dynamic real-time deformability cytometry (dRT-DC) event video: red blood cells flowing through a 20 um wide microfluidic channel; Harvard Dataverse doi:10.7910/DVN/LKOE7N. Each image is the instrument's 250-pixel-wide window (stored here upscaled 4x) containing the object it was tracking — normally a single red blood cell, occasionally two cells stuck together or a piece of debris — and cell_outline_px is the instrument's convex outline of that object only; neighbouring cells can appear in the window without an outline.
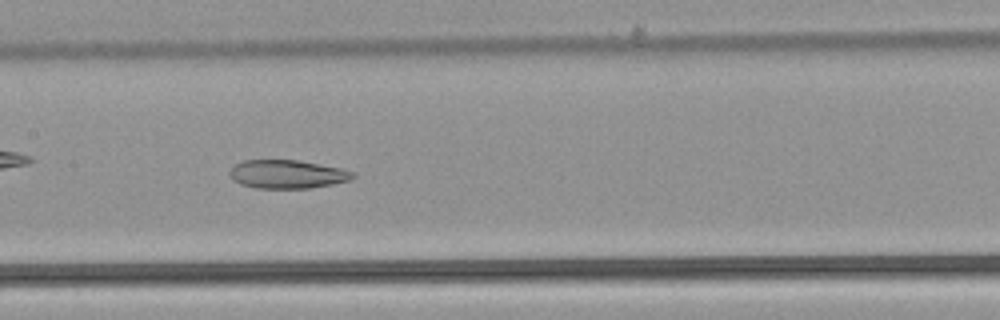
{"species": "common noctule bat (a hibernating species)", "species_latin": "Nyctalus noctula", "temperature_condition": "warm", "stored_images_in_passage": 52, "camera_frame_rate_fps": 3000, "um_per_image_px": 0.085, "animal": {"sex": "male", "body_mass_g": 21.5, "forearm_length_mm": 52.0}, "frame": {"image": 1, "passage_image": 26, "time_ms": 8.333, "image_size_px": [1000, 320], "cell_outline_px": [[356, 176], [348, 180], [332, 184], [312, 188], [256, 188], [240, 184], [232, 180], [228, 176], [228, 172], [236, 164], [244, 160], [296, 160], [340, 168], [356, 172]], "centroid_in_image_um": [24.39, 14.81], "position_along_channel_um": 183.0, "area_um2": 20.46}}
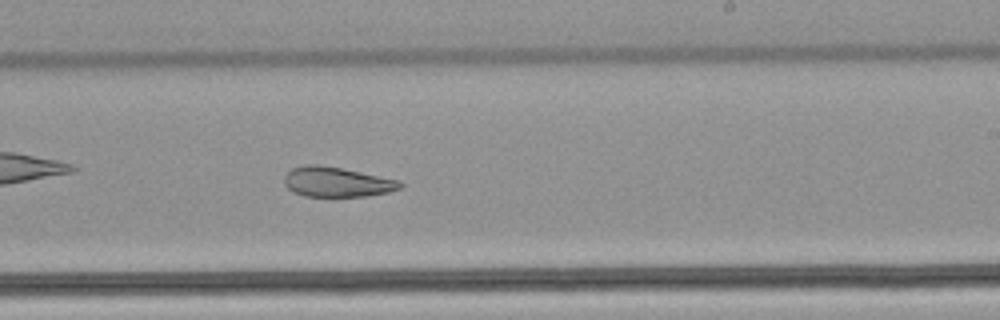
{"frame": {"image": 2, "passage_image": 32, "time_ms": 10.333, "image_size_px": [1000, 320], "cell_outline_px": [[404, 184], [400, 188], [388, 192], [368, 196], [304, 196], [292, 192], [284, 184], [284, 176], [292, 168], [308, 164], [316, 164], [340, 168], [400, 180]], "centroid_in_image_um": [28.62, 15.47], "position_along_channel_um": 260.4, "area_um2": 20.11}}
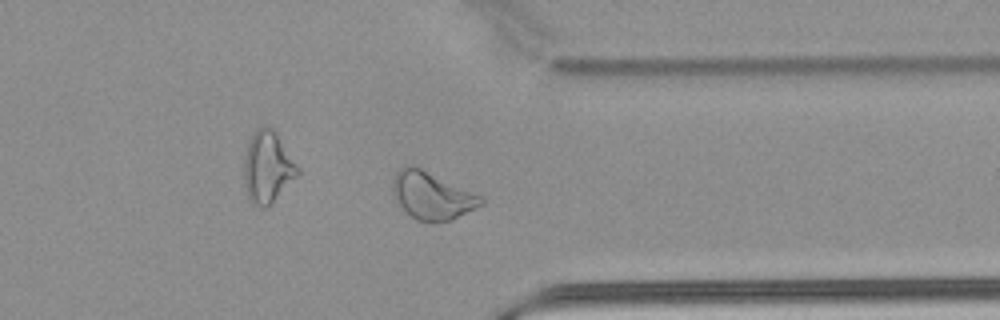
{"frame": {"image": 3, "passage_image": 41, "time_ms": 13.333, "image_size_px": [1000, 320], "cell_outline_px": [[484, 204], [452, 220], [436, 224], [432, 224], [416, 220], [396, 204], [392, 192], [392, 176], [400, 168], [412, 164], [484, 196]], "centroid_in_image_um": [36.7, 16.65], "position_along_channel_um": 374.7, "area_um2": 25.2}, "authors_computed_cell_mechanics": {"area_um2": 26.4146, "velocity_mm_per_s": 3.8928, "shape_relaxation_time_tau1_ms": null, "shape_relaxation_time_tau2_ms": 7.1728, "deformation_change_tau1": null, "deformation_change_tau2": 0.1518}}